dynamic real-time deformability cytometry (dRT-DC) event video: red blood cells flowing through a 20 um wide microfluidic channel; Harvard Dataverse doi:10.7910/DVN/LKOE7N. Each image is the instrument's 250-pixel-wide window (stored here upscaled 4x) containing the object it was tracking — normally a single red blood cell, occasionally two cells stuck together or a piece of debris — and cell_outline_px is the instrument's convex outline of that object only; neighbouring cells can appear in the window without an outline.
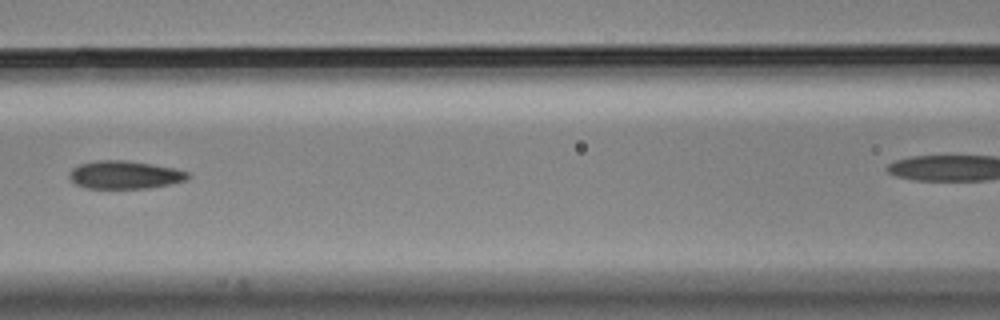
{"species": "Egyptian fruit bat (a non-hibernating species)", "species_latin": "Rousettus aegyptiacus", "temperature_condition": "cold", "stored_images_in_passage": 9, "segment_of_instrument_passage": [1, 2], "camera_frame_rate_fps": 3000, "um_per_image_px": 0.085, "animal": {"sex": "male"}, "frame": {"image": 1, "passage_image": 6, "time_ms": 1.667, "image_size_px": [1000, 320], "cell_outline_px": [[192, 176], [184, 180], [168, 184], [148, 188], [84, 188], [76, 184], [68, 176], [68, 172], [72, 168], [80, 164], [96, 160], [124, 160], [152, 164], [176, 168], [188, 172]], "centroid_in_image_um": [10.58, 14.85], "position_along_channel_um": 156.0, "area_um2": 19.36}}
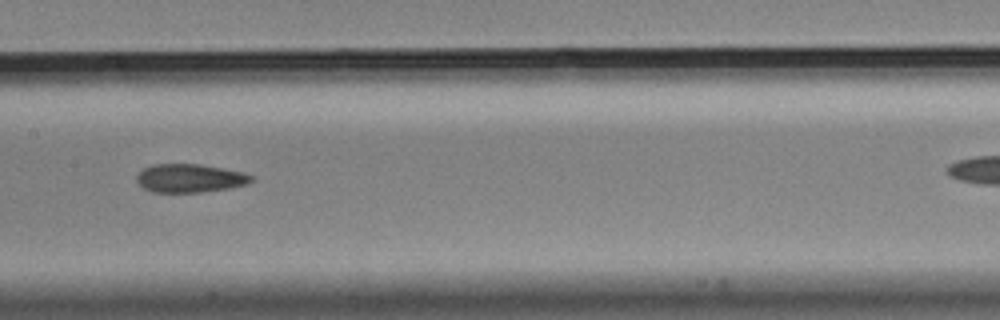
{"frame": {"image": 2, "passage_image": 7, "time_ms": 2.0, "image_size_px": [1000, 320], "cell_outline_px": [[252, 180], [248, 184], [232, 188], [200, 192], [152, 192], [144, 188], [136, 180], [136, 176], [144, 168], [152, 164], [200, 164], [244, 172], [252, 176]], "centroid_in_image_um": [16.15, 15.15], "position_along_channel_um": 191.3, "area_um2": 19.02}}
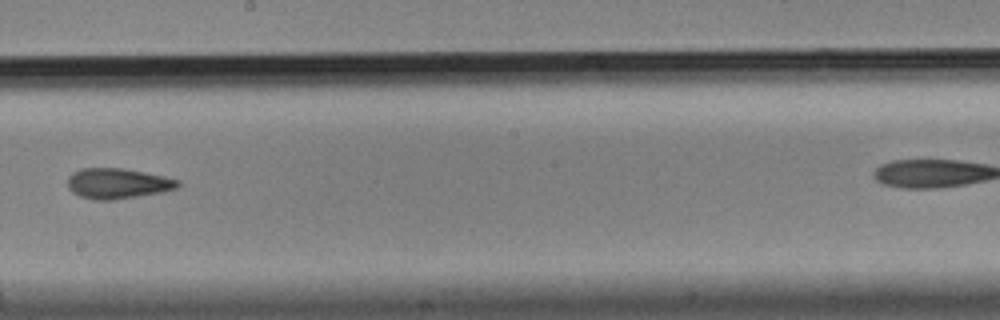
{"frame": {"image": 3, "passage_image": 8, "time_ms": 2.333, "image_size_px": [1000, 320], "cell_outline_px": [[180, 184], [176, 188], [160, 192], [112, 200], [96, 200], [80, 196], [72, 192], [68, 188], [68, 176], [72, 172], [80, 168], [124, 168], [164, 176], [180, 180]], "centroid_in_image_um": [9.97, 15.58], "position_along_channel_um": 238.2, "area_um2": 19.48}}